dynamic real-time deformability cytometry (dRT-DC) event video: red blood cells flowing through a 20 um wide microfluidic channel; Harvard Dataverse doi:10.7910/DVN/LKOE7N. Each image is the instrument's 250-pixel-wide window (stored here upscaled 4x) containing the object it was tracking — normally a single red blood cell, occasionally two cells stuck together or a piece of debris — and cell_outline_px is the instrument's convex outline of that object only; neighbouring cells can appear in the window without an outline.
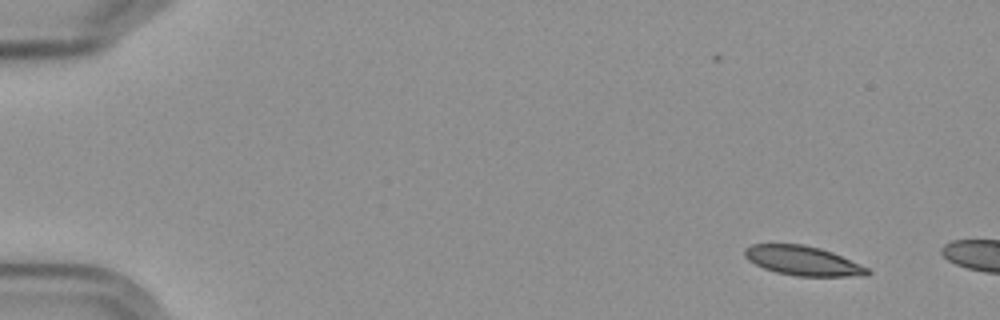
{"species": "Egyptian fruit bat (a non-hibernating species)", "species_latin": "Rousettus aegyptiacus", "temperature_condition": "cold", "stored_images_in_passage": 3, "camera_frame_rate_fps": 3000, "um_per_image_px": 0.085, "frame": {"image": 1, "passage_image": 1, "time_ms": 0.0, "image_size_px": [1000, 320], "cell_outline_px": [[872, 272], [868, 276], [796, 276], [776, 272], [764, 268], [748, 260], [744, 256], [744, 248], [752, 244], [804, 244], [820, 248], [832, 252], [860, 264], [868, 268]], "centroid_in_image_um": [68.25, 22.16], "position_along_channel_um": 16.7, "area_um2": 21.1}}